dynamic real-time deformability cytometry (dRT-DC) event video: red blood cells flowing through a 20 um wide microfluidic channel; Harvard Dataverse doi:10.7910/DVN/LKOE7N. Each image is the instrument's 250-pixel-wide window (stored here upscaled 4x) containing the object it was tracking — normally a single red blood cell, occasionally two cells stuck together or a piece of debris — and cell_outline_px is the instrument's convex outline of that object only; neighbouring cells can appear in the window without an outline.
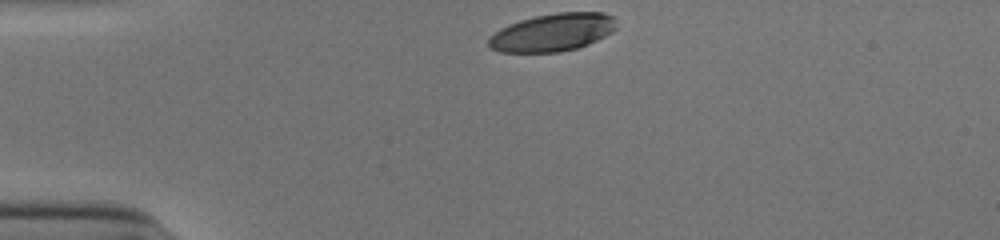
{"species": "human", "species_latin": "Homo sapiens", "temperature_condition": "cold", "stored_images_in_passage": 31, "camera_frame_rate_fps": 3000, "um_per_image_px": 0.085, "donor": {"sex": "male"}, "frame": {"image": 1, "passage_image": 1, "time_ms": 0.0, "image_size_px": [1000, 240], "cell_outline_px": [[616, 28], [612, 32], [588, 44], [576, 48], [560, 52], [500, 52], [488, 48], [488, 36], [500, 28], [508, 24], [520, 20], [536, 16], [556, 12], [604, 12], [616, 16]], "centroid_in_image_um": [46.96, 2.74], "position_along_channel_um": 38.0, "area_um2": 28.44}}
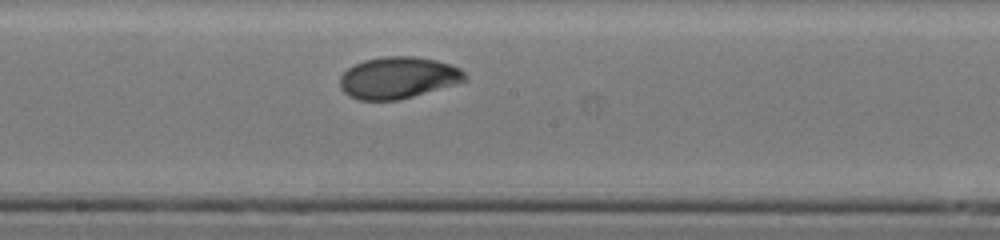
{"frame": {"image": 2, "passage_image": 18, "time_ms": 5.667, "image_size_px": [1000, 240], "cell_outline_px": [[468, 80], [456, 84], [412, 96], [396, 100], [356, 100], [348, 96], [340, 88], [340, 76], [348, 68], [364, 60], [384, 56], [416, 56], [436, 60], [452, 64], [460, 68], [468, 76]], "centroid_in_image_um": [33.85, 6.6], "position_along_channel_um": 214.4, "area_um2": 30.52}}
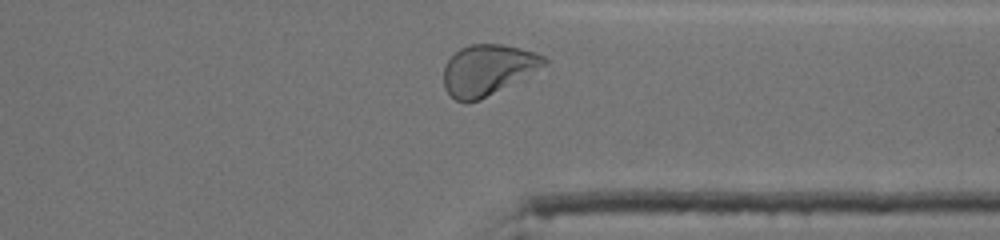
{"frame": {"image": 3, "passage_image": 30, "time_ms": 9.667, "image_size_px": [1000, 240], "cell_outline_px": [[548, 60], [544, 64], [480, 100], [456, 100], [444, 88], [444, 68], [448, 60], [460, 48], [468, 44], [500, 44], [520, 48], [544, 56]], "centroid_in_image_um": [41.39, 5.9], "position_along_channel_um": 370.0, "area_um2": 28.5}, "authors_computed_cell_mechanics": {"area_um2": 29.6514, "velocity_mm_per_s": 3.888, "shape_relaxation_time_tau1_ms": 3.9501, "shape_relaxation_time_tau2_ms": 1.4522, "deformation_change_tau1": 0.1694, "deformation_change_tau2": 0.0513}}